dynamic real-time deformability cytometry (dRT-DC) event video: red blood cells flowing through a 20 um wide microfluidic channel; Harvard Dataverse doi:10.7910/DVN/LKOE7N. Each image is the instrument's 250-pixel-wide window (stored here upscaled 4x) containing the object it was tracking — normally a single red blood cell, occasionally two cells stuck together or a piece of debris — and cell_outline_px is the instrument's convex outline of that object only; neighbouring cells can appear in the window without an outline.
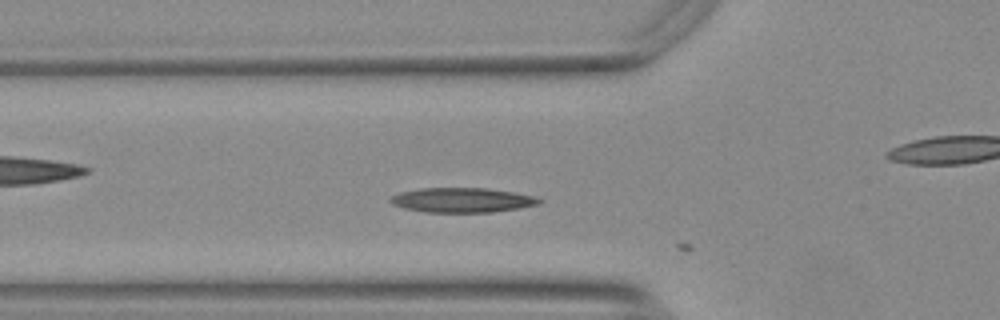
{"species": "Egyptian fruit bat (a non-hibernating species)", "species_latin": "Rousettus aegyptiacus", "temperature_condition": "warm", "stored_images_in_passage": 3, "camera_frame_rate_fps": 3000, "um_per_image_px": 0.085, "animal": {"sex": "female"}, "frame": {"image": 1, "passage_image": 2, "time_ms": 0.333, "image_size_px": [1000, 320], "cell_outline_px": [[544, 200], [540, 204], [520, 208], [492, 212], [424, 212], [404, 208], [392, 204], [388, 200], [392, 196], [400, 192], [420, 188], [488, 188], [536, 196]], "centroid_in_image_um": [39.31, 17.01], "position_along_channel_um": 86.5, "area_um2": 21.5}}